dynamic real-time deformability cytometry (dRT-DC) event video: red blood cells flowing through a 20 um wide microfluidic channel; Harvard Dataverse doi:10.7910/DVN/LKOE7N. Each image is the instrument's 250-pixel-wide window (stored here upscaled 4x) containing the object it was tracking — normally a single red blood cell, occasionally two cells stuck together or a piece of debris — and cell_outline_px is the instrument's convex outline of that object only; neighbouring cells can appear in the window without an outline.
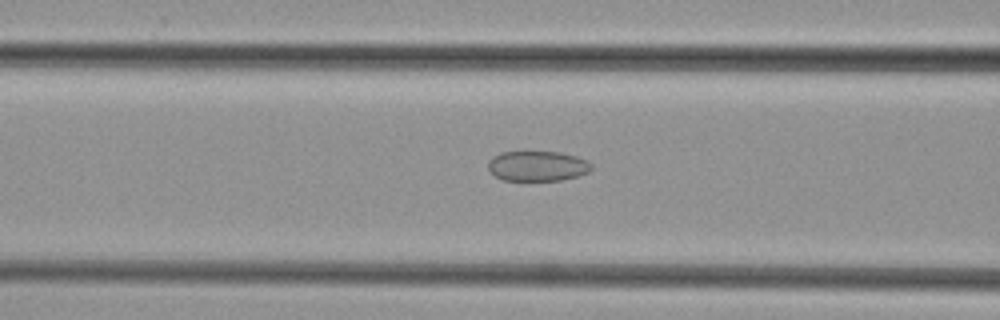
{"species": "common noctule bat (a hibernating species)", "species_latin": "Nyctalus noctula", "temperature_condition": "cold", "stored_images_in_passage": 48, "camera_frame_rate_fps": 3000, "um_per_image_px": 0.085, "animal": {"sex": "female", "body_mass_g": 29.2, "forearm_length_mm": 56.3}, "frame": {"image": 1, "passage_image": 19, "time_ms": 6.0, "image_size_px": [1000, 320], "cell_outline_px": [[592, 168], [588, 172], [576, 176], [560, 180], [528, 184], [500, 180], [488, 168], [488, 160], [492, 156], [500, 152], [560, 152], [576, 156], [588, 160], [592, 164]], "centroid_in_image_um": [45.64, 14.16], "position_along_channel_um": 121.0, "area_um2": 19.02}}
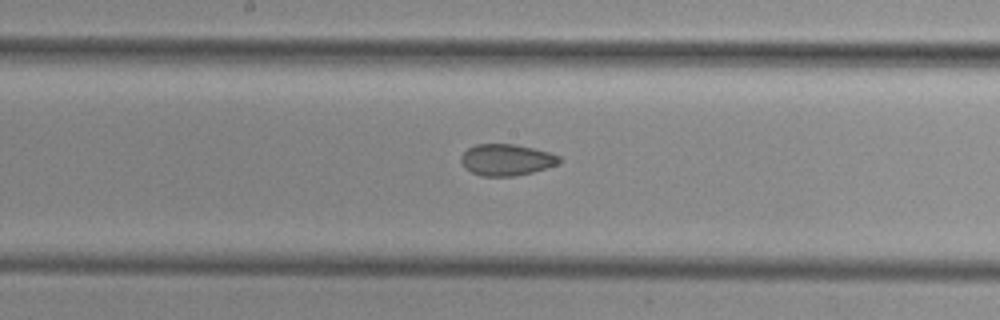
{"frame": {"image": 2, "passage_image": 25, "time_ms": 8.0, "image_size_px": [1000, 320], "cell_outline_px": [[560, 164], [532, 172], [512, 176], [480, 176], [464, 168], [460, 160], [460, 156], [468, 148], [476, 144], [516, 144], [548, 152], [560, 156]], "centroid_in_image_um": [43.03, 13.58], "position_along_channel_um": 205.2, "area_um2": 18.03}}
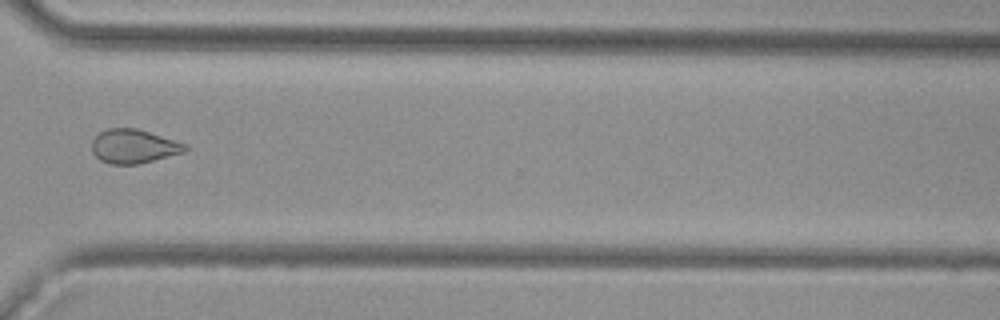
{"frame": {"image": 3, "passage_image": 36, "time_ms": 11.667, "image_size_px": [1000, 320], "cell_outline_px": [[188, 148], [184, 152], [140, 164], [112, 164], [100, 160], [92, 152], [92, 140], [100, 132], [108, 128], [136, 128], [188, 144]], "centroid_in_image_um": [11.37, 12.44], "position_along_channel_um": 359.2, "area_um2": 18.44}}